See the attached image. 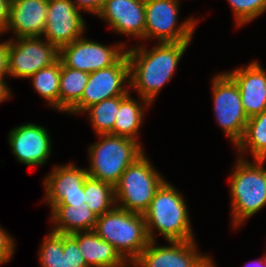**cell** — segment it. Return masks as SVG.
Returning <instances> with one entry per match:
<instances>
[{"instance_id":"277c9868","label":"cell","mask_w":266,"mask_h":267,"mask_svg":"<svg viewBox=\"0 0 266 267\" xmlns=\"http://www.w3.org/2000/svg\"><path fill=\"white\" fill-rule=\"evenodd\" d=\"M93 231L112 245L128 264H132L150 242L144 215L117 206L97 217Z\"/></svg>"},{"instance_id":"484cf974","label":"cell","mask_w":266,"mask_h":267,"mask_svg":"<svg viewBox=\"0 0 266 267\" xmlns=\"http://www.w3.org/2000/svg\"><path fill=\"white\" fill-rule=\"evenodd\" d=\"M120 96L105 99L102 102L91 105L82 113L86 114L90 125L96 135L111 134L114 127L116 116L119 111Z\"/></svg>"},{"instance_id":"cb8c5ba5","label":"cell","mask_w":266,"mask_h":267,"mask_svg":"<svg viewBox=\"0 0 266 267\" xmlns=\"http://www.w3.org/2000/svg\"><path fill=\"white\" fill-rule=\"evenodd\" d=\"M88 78V72L68 68L61 63L60 112L67 113L81 99Z\"/></svg>"},{"instance_id":"7c38bea8","label":"cell","mask_w":266,"mask_h":267,"mask_svg":"<svg viewBox=\"0 0 266 267\" xmlns=\"http://www.w3.org/2000/svg\"><path fill=\"white\" fill-rule=\"evenodd\" d=\"M126 45L119 42L106 46L83 35L60 48L58 59L65 67L92 73L114 65L126 53Z\"/></svg>"},{"instance_id":"6da1fadb","label":"cell","mask_w":266,"mask_h":267,"mask_svg":"<svg viewBox=\"0 0 266 267\" xmlns=\"http://www.w3.org/2000/svg\"><path fill=\"white\" fill-rule=\"evenodd\" d=\"M192 41L162 42L148 49L146 43L127 48L130 89L153 103L175 70ZM145 45V46H144Z\"/></svg>"},{"instance_id":"4dcf8cb0","label":"cell","mask_w":266,"mask_h":267,"mask_svg":"<svg viewBox=\"0 0 266 267\" xmlns=\"http://www.w3.org/2000/svg\"><path fill=\"white\" fill-rule=\"evenodd\" d=\"M80 12L97 16L106 0H71Z\"/></svg>"},{"instance_id":"1f68e13d","label":"cell","mask_w":266,"mask_h":267,"mask_svg":"<svg viewBox=\"0 0 266 267\" xmlns=\"http://www.w3.org/2000/svg\"><path fill=\"white\" fill-rule=\"evenodd\" d=\"M11 0H0V37L4 32L10 19Z\"/></svg>"},{"instance_id":"3957f363","label":"cell","mask_w":266,"mask_h":267,"mask_svg":"<svg viewBox=\"0 0 266 267\" xmlns=\"http://www.w3.org/2000/svg\"><path fill=\"white\" fill-rule=\"evenodd\" d=\"M265 161L237 157L230 178L231 224L239 228L266 206Z\"/></svg>"},{"instance_id":"4fadbf2b","label":"cell","mask_w":266,"mask_h":267,"mask_svg":"<svg viewBox=\"0 0 266 267\" xmlns=\"http://www.w3.org/2000/svg\"><path fill=\"white\" fill-rule=\"evenodd\" d=\"M44 177V202L52 209L55 205L78 206L85 203L84 183L88 176L86 168L74 163L54 165Z\"/></svg>"},{"instance_id":"ac0fdd59","label":"cell","mask_w":266,"mask_h":267,"mask_svg":"<svg viewBox=\"0 0 266 267\" xmlns=\"http://www.w3.org/2000/svg\"><path fill=\"white\" fill-rule=\"evenodd\" d=\"M49 0H11L10 19L4 33L14 38L42 37Z\"/></svg>"},{"instance_id":"8fae6325","label":"cell","mask_w":266,"mask_h":267,"mask_svg":"<svg viewBox=\"0 0 266 267\" xmlns=\"http://www.w3.org/2000/svg\"><path fill=\"white\" fill-rule=\"evenodd\" d=\"M59 58V50L42 37L8 38V72L12 78H30Z\"/></svg>"},{"instance_id":"52a82bcc","label":"cell","mask_w":266,"mask_h":267,"mask_svg":"<svg viewBox=\"0 0 266 267\" xmlns=\"http://www.w3.org/2000/svg\"><path fill=\"white\" fill-rule=\"evenodd\" d=\"M180 0H145V42L191 41L198 22L192 16L178 23Z\"/></svg>"},{"instance_id":"30bf717a","label":"cell","mask_w":266,"mask_h":267,"mask_svg":"<svg viewBox=\"0 0 266 267\" xmlns=\"http://www.w3.org/2000/svg\"><path fill=\"white\" fill-rule=\"evenodd\" d=\"M168 245H157L150 240L147 247L131 264L133 267H217L212 256L202 254L198 242L168 241Z\"/></svg>"},{"instance_id":"8992f818","label":"cell","mask_w":266,"mask_h":267,"mask_svg":"<svg viewBox=\"0 0 266 267\" xmlns=\"http://www.w3.org/2000/svg\"><path fill=\"white\" fill-rule=\"evenodd\" d=\"M144 152L121 175L114 186L116 206L143 214L158 188L166 181Z\"/></svg>"},{"instance_id":"d4e9b609","label":"cell","mask_w":266,"mask_h":267,"mask_svg":"<svg viewBox=\"0 0 266 267\" xmlns=\"http://www.w3.org/2000/svg\"><path fill=\"white\" fill-rule=\"evenodd\" d=\"M84 202L97 216L111 211L115 206L114 186L87 176L84 183Z\"/></svg>"},{"instance_id":"7a4b0ae2","label":"cell","mask_w":266,"mask_h":267,"mask_svg":"<svg viewBox=\"0 0 266 267\" xmlns=\"http://www.w3.org/2000/svg\"><path fill=\"white\" fill-rule=\"evenodd\" d=\"M186 203L176 186L166 180L143 213L149 239L158 241V232L167 242L196 240Z\"/></svg>"},{"instance_id":"44dd1931","label":"cell","mask_w":266,"mask_h":267,"mask_svg":"<svg viewBox=\"0 0 266 267\" xmlns=\"http://www.w3.org/2000/svg\"><path fill=\"white\" fill-rule=\"evenodd\" d=\"M150 106L152 104L142 97H139L138 102V99L131 97L130 92L125 96H120L119 111L112 129V135L127 137L142 145L140 138H138L139 130L144 123L145 110Z\"/></svg>"},{"instance_id":"e0dca14e","label":"cell","mask_w":266,"mask_h":267,"mask_svg":"<svg viewBox=\"0 0 266 267\" xmlns=\"http://www.w3.org/2000/svg\"><path fill=\"white\" fill-rule=\"evenodd\" d=\"M226 73L239 88L242 106L248 118L266 110V69L257 60Z\"/></svg>"},{"instance_id":"7402d4cb","label":"cell","mask_w":266,"mask_h":267,"mask_svg":"<svg viewBox=\"0 0 266 267\" xmlns=\"http://www.w3.org/2000/svg\"><path fill=\"white\" fill-rule=\"evenodd\" d=\"M235 147L239 158L246 159L244 153L247 152L253 159L262 160L266 156V110L248 119L243 136Z\"/></svg>"},{"instance_id":"f546056e","label":"cell","mask_w":266,"mask_h":267,"mask_svg":"<svg viewBox=\"0 0 266 267\" xmlns=\"http://www.w3.org/2000/svg\"><path fill=\"white\" fill-rule=\"evenodd\" d=\"M16 240L0 226V265L10 262L15 254Z\"/></svg>"},{"instance_id":"e575fe53","label":"cell","mask_w":266,"mask_h":267,"mask_svg":"<svg viewBox=\"0 0 266 267\" xmlns=\"http://www.w3.org/2000/svg\"><path fill=\"white\" fill-rule=\"evenodd\" d=\"M249 263L250 264H246L243 267H266L264 256L260 259L252 260Z\"/></svg>"},{"instance_id":"ffe728a7","label":"cell","mask_w":266,"mask_h":267,"mask_svg":"<svg viewBox=\"0 0 266 267\" xmlns=\"http://www.w3.org/2000/svg\"><path fill=\"white\" fill-rule=\"evenodd\" d=\"M97 217L88 204L82 203L78 206L55 205L51 209L49 220L53 224L51 231L72 234L94 230Z\"/></svg>"},{"instance_id":"f1b7e54d","label":"cell","mask_w":266,"mask_h":267,"mask_svg":"<svg viewBox=\"0 0 266 267\" xmlns=\"http://www.w3.org/2000/svg\"><path fill=\"white\" fill-rule=\"evenodd\" d=\"M63 251H67L68 267H88L77 241L70 234H63Z\"/></svg>"},{"instance_id":"603a6c76","label":"cell","mask_w":266,"mask_h":267,"mask_svg":"<svg viewBox=\"0 0 266 267\" xmlns=\"http://www.w3.org/2000/svg\"><path fill=\"white\" fill-rule=\"evenodd\" d=\"M60 72L61 61L58 59L52 65L40 69L33 74L31 80L33 89L45 99L48 106L60 112Z\"/></svg>"},{"instance_id":"d6a6232c","label":"cell","mask_w":266,"mask_h":267,"mask_svg":"<svg viewBox=\"0 0 266 267\" xmlns=\"http://www.w3.org/2000/svg\"><path fill=\"white\" fill-rule=\"evenodd\" d=\"M8 76V40H4L0 42V79Z\"/></svg>"},{"instance_id":"5b68a950","label":"cell","mask_w":266,"mask_h":267,"mask_svg":"<svg viewBox=\"0 0 266 267\" xmlns=\"http://www.w3.org/2000/svg\"><path fill=\"white\" fill-rule=\"evenodd\" d=\"M99 141L87 147L88 176L115 186L127 167L145 150L137 141L111 134L96 135Z\"/></svg>"},{"instance_id":"2e32d148","label":"cell","mask_w":266,"mask_h":267,"mask_svg":"<svg viewBox=\"0 0 266 267\" xmlns=\"http://www.w3.org/2000/svg\"><path fill=\"white\" fill-rule=\"evenodd\" d=\"M97 17L115 34L145 41V0H106Z\"/></svg>"},{"instance_id":"9c48e42d","label":"cell","mask_w":266,"mask_h":267,"mask_svg":"<svg viewBox=\"0 0 266 267\" xmlns=\"http://www.w3.org/2000/svg\"><path fill=\"white\" fill-rule=\"evenodd\" d=\"M130 91V64L125 53L114 65L89 73L81 99L67 112L77 115L91 105Z\"/></svg>"},{"instance_id":"9a60e30c","label":"cell","mask_w":266,"mask_h":267,"mask_svg":"<svg viewBox=\"0 0 266 267\" xmlns=\"http://www.w3.org/2000/svg\"><path fill=\"white\" fill-rule=\"evenodd\" d=\"M48 130L36 123H24L9 131L11 152L19 163L26 166H42L52 153V140Z\"/></svg>"},{"instance_id":"836d02e7","label":"cell","mask_w":266,"mask_h":267,"mask_svg":"<svg viewBox=\"0 0 266 267\" xmlns=\"http://www.w3.org/2000/svg\"><path fill=\"white\" fill-rule=\"evenodd\" d=\"M9 84L5 79H0V104L13 97Z\"/></svg>"},{"instance_id":"ba28073f","label":"cell","mask_w":266,"mask_h":267,"mask_svg":"<svg viewBox=\"0 0 266 267\" xmlns=\"http://www.w3.org/2000/svg\"><path fill=\"white\" fill-rule=\"evenodd\" d=\"M211 79L216 122L235 147L241 140L249 119L242 106L239 88L224 71L213 75Z\"/></svg>"},{"instance_id":"5bb4252c","label":"cell","mask_w":266,"mask_h":267,"mask_svg":"<svg viewBox=\"0 0 266 267\" xmlns=\"http://www.w3.org/2000/svg\"><path fill=\"white\" fill-rule=\"evenodd\" d=\"M87 29L81 12L71 0H49L42 34L58 50L84 35Z\"/></svg>"},{"instance_id":"d6986e66","label":"cell","mask_w":266,"mask_h":267,"mask_svg":"<svg viewBox=\"0 0 266 267\" xmlns=\"http://www.w3.org/2000/svg\"><path fill=\"white\" fill-rule=\"evenodd\" d=\"M88 267H127L129 264L116 249L101 239L93 230L70 234Z\"/></svg>"},{"instance_id":"4316f807","label":"cell","mask_w":266,"mask_h":267,"mask_svg":"<svg viewBox=\"0 0 266 267\" xmlns=\"http://www.w3.org/2000/svg\"><path fill=\"white\" fill-rule=\"evenodd\" d=\"M38 253L40 267H68L67 251H63V234L49 230Z\"/></svg>"},{"instance_id":"83f0119b","label":"cell","mask_w":266,"mask_h":267,"mask_svg":"<svg viewBox=\"0 0 266 267\" xmlns=\"http://www.w3.org/2000/svg\"><path fill=\"white\" fill-rule=\"evenodd\" d=\"M228 4L233 11L235 19V27L239 28L254 19L258 18L260 15L264 14L266 11V0H227Z\"/></svg>"}]
</instances>
